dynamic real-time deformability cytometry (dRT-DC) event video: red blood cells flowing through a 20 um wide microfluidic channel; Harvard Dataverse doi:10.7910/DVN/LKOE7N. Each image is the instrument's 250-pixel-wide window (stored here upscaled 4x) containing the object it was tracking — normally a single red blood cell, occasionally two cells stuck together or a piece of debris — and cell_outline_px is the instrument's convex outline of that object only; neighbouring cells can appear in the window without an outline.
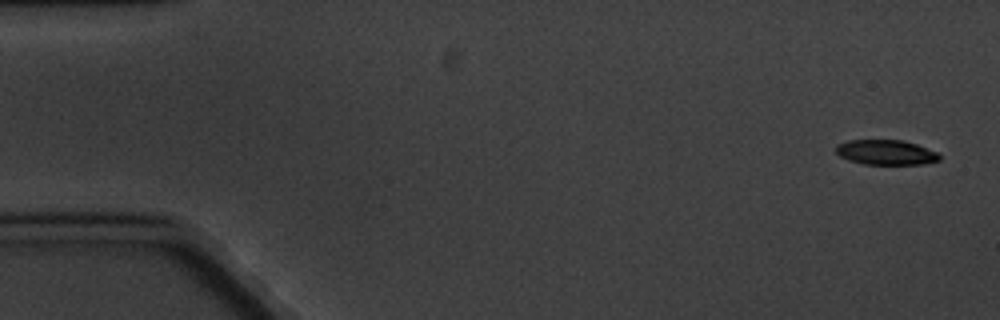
{"species": "common noctule bat (a hibernating species)", "species_latin": "Nyctalus noctula", "temperature_condition": "cold", "stored_images_in_passage": 5, "camera_frame_rate_fps": 3000, "um_per_image_px": 0.085, "animal": {"sex": "male", "body_mass_g": 20.1, "forearm_length_mm": 53.5}, "frame": {"image": 1, "passage_image": 1, "time_ms": 0.0, "image_size_px": [1000, 320], "cell_outline_px": [[940, 160], [924, 164], [864, 164], [848, 160], [840, 156], [836, 152], [836, 144], [848, 140], [900, 140], [916, 144], [936, 152], [940, 156]], "centroid_in_image_um": [75.28, 12.95], "position_along_channel_um": 9.7, "area_um2": 14.97}}
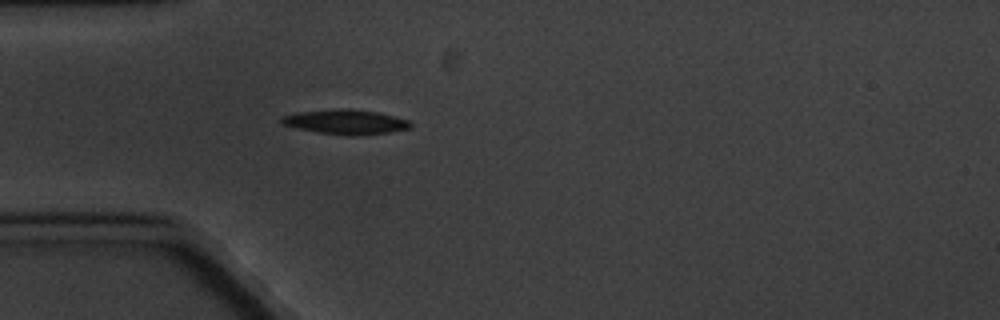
{"frame": {"image": 2, "passage_image": 5, "time_ms": 5.0, "image_size_px": [1000, 320], "cell_outline_px": [[412, 128], [388, 132], [316, 132], [284, 124], [280, 120], [280, 116], [296, 112], [336, 108], [348, 108], [376, 112], [408, 120], [412, 124]], "centroid_in_image_um": [29.33, 10.29], "position_along_channel_um": 55.7, "area_um2": 17.4}}